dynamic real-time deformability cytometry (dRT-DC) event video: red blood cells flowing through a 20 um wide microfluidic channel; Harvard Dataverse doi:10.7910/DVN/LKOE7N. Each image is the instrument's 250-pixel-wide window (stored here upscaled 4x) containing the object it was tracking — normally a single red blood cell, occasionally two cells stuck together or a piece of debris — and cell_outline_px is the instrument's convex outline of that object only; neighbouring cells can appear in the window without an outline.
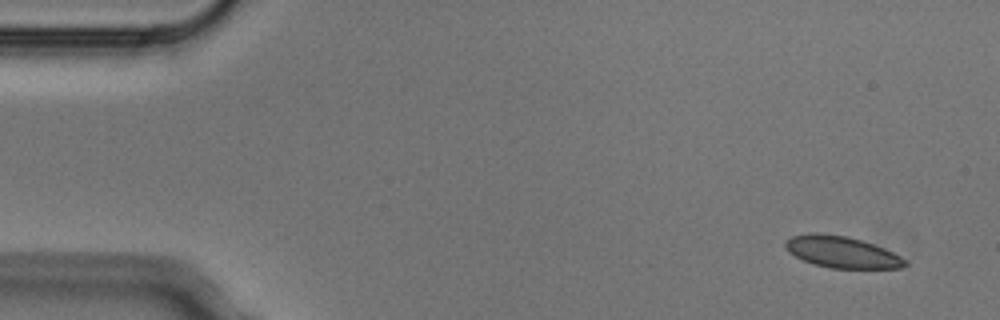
{"species": "Egyptian fruit bat (a non-hibernating species)", "species_latin": "Rousettus aegyptiacus", "temperature_condition": "cold", "stored_images_in_passage": 4, "camera_frame_rate_fps": 3000, "um_per_image_px": 0.085, "animal": {"sex": "male"}, "frame": {"image": 1, "passage_image": 1, "time_ms": 0.0, "image_size_px": [1000, 320], "cell_outline_px": [[908, 264], [900, 268], [832, 268], [812, 264], [788, 252], [784, 248], [784, 244], [792, 236], [812, 232], [816, 232], [848, 236], [884, 248], [900, 256]], "centroid_in_image_um": [71.51, 21.42], "position_along_channel_um": 13.5, "area_um2": 21.85}}
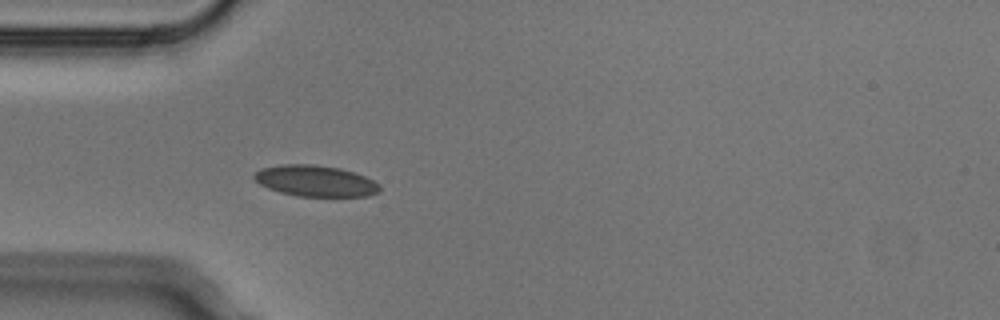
{"frame": {"image": 2, "passage_image": 4, "time_ms": 1.0, "image_size_px": [1000, 320], "cell_outline_px": [[380, 192], [368, 196], [296, 196], [280, 192], [268, 188], [260, 184], [252, 176], [260, 168], [280, 164], [316, 164], [340, 168], [364, 176], [380, 184]], "centroid_in_image_um": [26.8, 15.37], "position_along_channel_um": 58.2, "area_um2": 22.83}}